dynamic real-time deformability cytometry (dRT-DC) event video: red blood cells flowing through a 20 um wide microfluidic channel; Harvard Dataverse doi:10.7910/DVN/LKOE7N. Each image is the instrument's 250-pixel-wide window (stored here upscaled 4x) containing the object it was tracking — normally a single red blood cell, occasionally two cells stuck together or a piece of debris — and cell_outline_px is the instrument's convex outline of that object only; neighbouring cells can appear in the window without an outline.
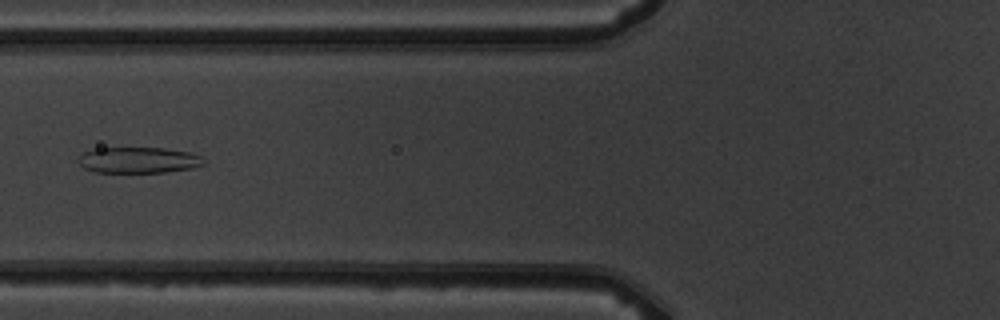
{"species": "common noctule bat (a hibernating species)", "species_latin": "Nyctalus noctula", "temperature_condition": "warm", "stored_images_in_passage": 7, "camera_frame_rate_fps": 3000, "um_per_image_px": 0.085, "animal": {"sex": "male", "body_mass_g": 19.5, "forearm_length_mm": 54.6}, "frame": {"image": 1, "passage_image": 6, "time_ms": 6.0, "image_size_px": [1000, 320], "cell_outline_px": [[204, 164], [192, 168], [164, 172], [96, 172], [84, 168], [76, 160], [84, 152], [92, 148], [164, 148], [188, 152], [200, 156]], "centroid_in_image_um": [11.72, 13.6], "position_along_channel_um": 114.1, "area_um2": 18.84}}